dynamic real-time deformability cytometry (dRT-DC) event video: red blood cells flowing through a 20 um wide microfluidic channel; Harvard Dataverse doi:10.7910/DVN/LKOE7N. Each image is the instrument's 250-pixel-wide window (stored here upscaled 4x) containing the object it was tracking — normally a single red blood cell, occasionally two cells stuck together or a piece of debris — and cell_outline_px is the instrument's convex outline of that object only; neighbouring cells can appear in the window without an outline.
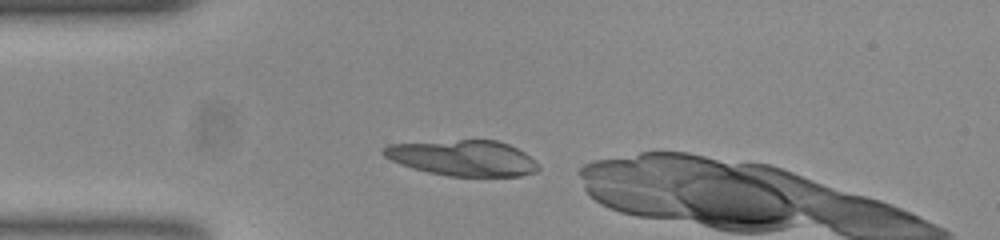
{"species": "common noctule bat (a hibernating species)", "species_latin": "Nyctalus noctula", "temperature_condition": "room temperature", "stored_images_in_passage": 42, "camera_frame_rate_fps": 3000, "um_per_image_px": 0.085, "animal": {"sex": "female", "body_mass_g": 23.0, "forearm_length_mm": 53.4}, "frame": {"image": 1, "passage_image": 1, "time_ms": 0.0, "image_size_px": [1000, 240], "cell_outline_px": [[540, 168], [536, 172], [520, 176], [448, 176], [428, 172], [412, 168], [400, 164], [384, 156], [380, 152], [388, 144], [460, 140], [496, 140], [508, 144], [524, 152]], "centroid_in_image_um": [39.33, 13.43], "position_along_channel_um": 45.7, "area_um2": 31.96}}